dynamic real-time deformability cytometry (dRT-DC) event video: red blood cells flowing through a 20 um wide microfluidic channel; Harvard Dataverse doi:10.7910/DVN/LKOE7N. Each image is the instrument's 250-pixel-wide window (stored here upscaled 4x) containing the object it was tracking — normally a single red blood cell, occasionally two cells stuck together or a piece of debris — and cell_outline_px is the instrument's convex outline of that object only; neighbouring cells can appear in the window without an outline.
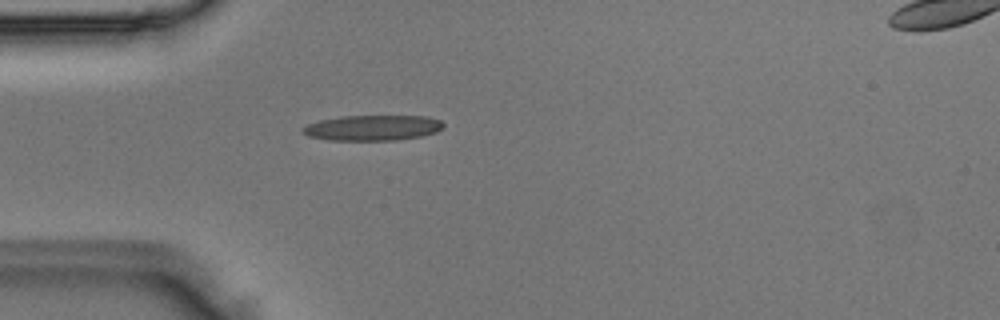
{"species": "Egyptian fruit bat (a non-hibernating species)", "species_latin": "Rousettus aegyptiacus", "temperature_condition": "room temperature", "stored_images_in_passage": 2, "camera_frame_rate_fps": 3000, "um_per_image_px": 0.085, "animal": {"sex": "male"}, "frame": {"image": 1, "passage_image": 2, "time_ms": 0.333, "image_size_px": [1000, 320], "cell_outline_px": [[444, 124], [436, 132], [420, 136], [396, 140], [328, 140], [308, 136], [300, 132], [300, 128], [308, 124], [320, 120], [340, 116], [428, 116], [440, 120]], "centroid_in_image_um": [31.62, 10.86], "position_along_channel_um": 53.4, "area_um2": 20.87}}